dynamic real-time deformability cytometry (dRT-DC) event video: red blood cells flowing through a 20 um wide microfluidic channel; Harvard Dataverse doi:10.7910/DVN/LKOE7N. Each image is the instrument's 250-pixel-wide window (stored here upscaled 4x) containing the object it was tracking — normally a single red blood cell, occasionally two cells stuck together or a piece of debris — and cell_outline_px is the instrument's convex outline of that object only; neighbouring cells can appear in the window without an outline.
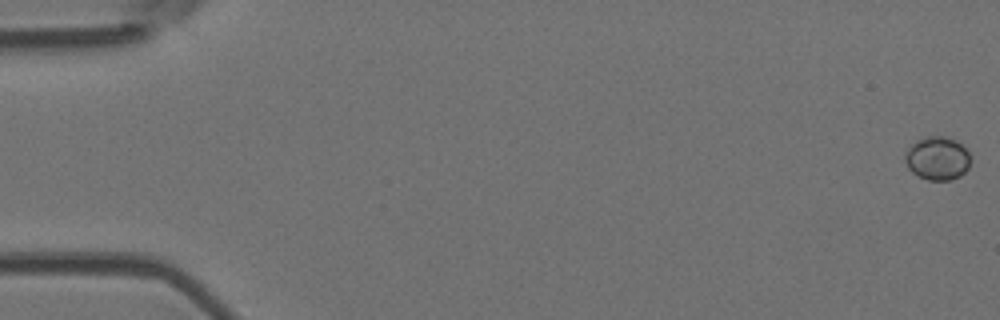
{"species": "Egyptian fruit bat (a non-hibernating species)", "species_latin": "Rousettus aegyptiacus", "temperature_condition": "room temperature", "stored_images_in_passage": 5, "camera_frame_rate_fps": 3000, "um_per_image_px": 0.085, "animal": {"sex": "female"}, "frame": {"image": 1, "passage_image": 1, "time_ms": 0.0, "image_size_px": [1000, 320], "cell_outline_px": [[968, 168], [960, 176], [948, 180], [928, 180], [912, 172], [908, 168], [904, 160], [904, 152], [916, 140], [928, 136], [948, 136], [956, 140], [968, 152]], "centroid_in_image_um": [79.63, 13.44], "position_along_channel_um": 5.4, "area_um2": 16.47}}
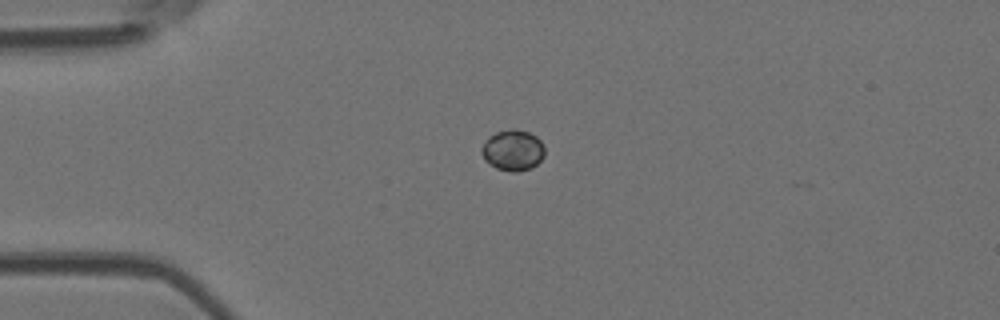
{"frame": {"image": 2, "passage_image": 4, "time_ms": 4.333, "image_size_px": [1000, 320], "cell_outline_px": [[544, 156], [532, 168], [516, 172], [512, 172], [496, 168], [484, 160], [480, 152], [480, 148], [488, 136], [496, 132], [528, 132], [536, 136], [544, 144]], "centroid_in_image_um": [43.57, 12.82], "position_along_channel_um": 41.4, "area_um2": 14.74}}